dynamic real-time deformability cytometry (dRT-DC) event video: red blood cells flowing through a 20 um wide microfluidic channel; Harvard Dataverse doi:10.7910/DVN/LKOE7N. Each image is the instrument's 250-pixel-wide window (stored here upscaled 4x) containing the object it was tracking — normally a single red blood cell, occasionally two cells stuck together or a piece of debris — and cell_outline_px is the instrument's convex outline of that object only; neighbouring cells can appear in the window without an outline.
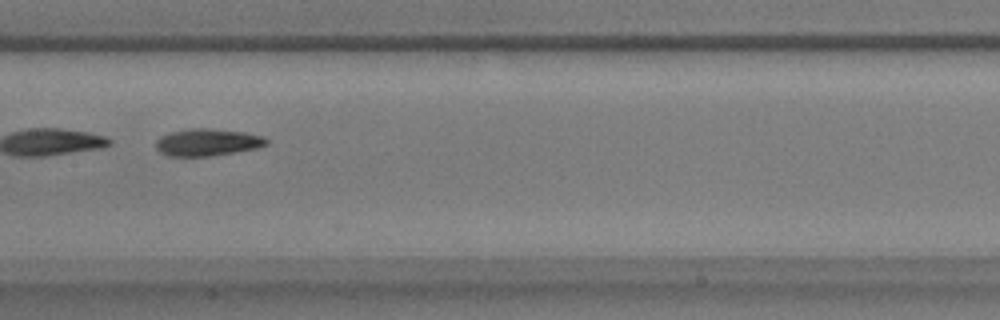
{"species": "common noctule bat (a hibernating species)", "species_latin": "Nyctalus noctula", "temperature_condition": "warm", "stored_images_in_passage": 17, "camera_frame_rate_fps": 3000, "um_per_image_px": 0.085, "animal": {"sex": "male", "body_mass_g": 17.9}, "frame": {"image": 1, "passage_image": 11, "time_ms": 3.333, "image_size_px": [1000, 320], "cell_outline_px": [[268, 144], [260, 148], [212, 156], [168, 156], [160, 152], [156, 148], [156, 140], [160, 136], [172, 132], [192, 128], [208, 128], [244, 132], [264, 136], [268, 140]], "centroid_in_image_um": [17.67, 12.1], "position_along_channel_um": 189.7, "area_um2": 17.63}}